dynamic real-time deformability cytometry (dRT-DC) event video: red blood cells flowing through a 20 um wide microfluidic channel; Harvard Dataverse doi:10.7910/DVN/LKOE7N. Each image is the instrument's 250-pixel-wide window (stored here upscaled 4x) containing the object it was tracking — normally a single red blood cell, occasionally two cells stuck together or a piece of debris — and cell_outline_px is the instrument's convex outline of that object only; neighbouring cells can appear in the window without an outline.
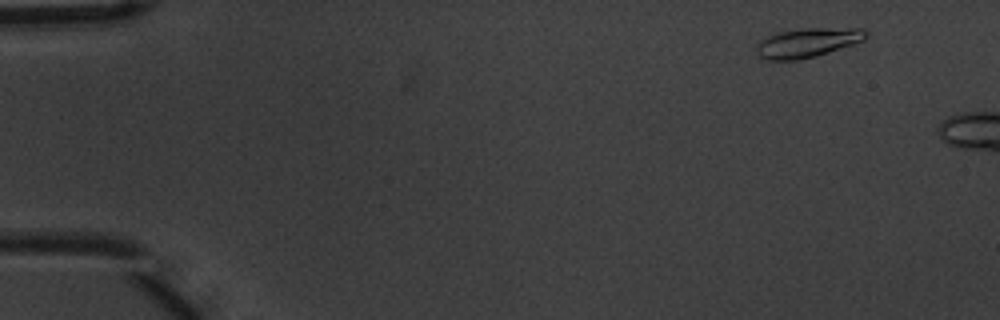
{"species": "common noctule bat (a hibernating species)", "species_latin": "Nyctalus noctula", "temperature_condition": "warm", "stored_images_in_passage": 3, "camera_frame_rate_fps": 3000, "um_per_image_px": 0.085, "animal": {"sex": "male", "body_mass_g": 20.1, "forearm_length_mm": 53.5}, "frame": {"image": 1, "passage_image": 1, "time_ms": 0.0, "image_size_px": [1000, 320], "cell_outline_px": [[868, 36], [864, 40], [816, 56], [800, 60], [768, 60], [760, 56], [756, 52], [756, 44], [764, 36], [776, 32], [808, 28], [860, 28], [868, 32]], "centroid_in_image_um": [68.6, 3.62], "position_along_channel_um": 16.4, "area_um2": 18.79}}